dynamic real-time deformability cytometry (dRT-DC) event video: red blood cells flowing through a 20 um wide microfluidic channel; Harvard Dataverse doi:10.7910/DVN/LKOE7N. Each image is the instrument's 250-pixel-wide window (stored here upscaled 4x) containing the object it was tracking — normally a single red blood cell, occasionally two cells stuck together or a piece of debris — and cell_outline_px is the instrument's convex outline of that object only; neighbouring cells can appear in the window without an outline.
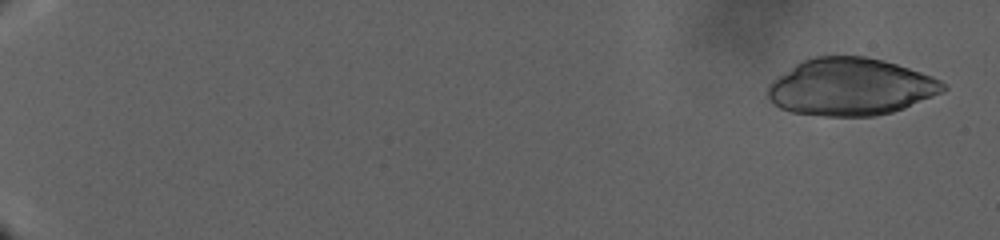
{"species": "human", "species_latin": "Homo sapiens", "temperature_condition": "warm", "stored_images_in_passage": 82, "camera_frame_rate_fps": 3000, "um_per_image_px": 0.085, "donor": {"sex": "male"}, "frame": {"image": 1, "passage_image": 3, "time_ms": 1.333, "image_size_px": [1000, 240], "cell_outline_px": [[948, 88], [944, 92], [904, 108], [892, 112], [876, 116], [824, 116], [792, 112], [780, 108], [772, 104], [768, 96], [768, 84], [772, 80], [800, 60], [816, 56], [864, 56], [884, 60], [932, 76], [948, 84]], "centroid_in_image_um": [72.3, 7.38], "position_along_channel_um": 12.7, "area_um2": 58.84}}
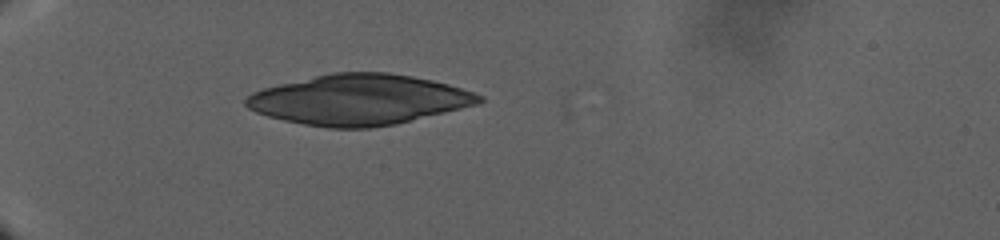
{"frame": {"image": 2, "passage_image": 22, "time_ms": 14.333, "image_size_px": [1000, 240], "cell_outline_px": [[484, 100], [480, 104], [396, 124], [368, 128], [328, 128], [304, 124], [284, 120], [268, 116], [256, 112], [248, 108], [244, 104], [244, 100], [252, 92], [264, 88], [280, 84], [332, 72], [388, 72], [412, 76], [432, 80], [448, 84], [484, 96]], "centroid_in_image_um": [30.53, 8.48], "position_along_channel_um": 54.5, "area_um2": 68.32}}